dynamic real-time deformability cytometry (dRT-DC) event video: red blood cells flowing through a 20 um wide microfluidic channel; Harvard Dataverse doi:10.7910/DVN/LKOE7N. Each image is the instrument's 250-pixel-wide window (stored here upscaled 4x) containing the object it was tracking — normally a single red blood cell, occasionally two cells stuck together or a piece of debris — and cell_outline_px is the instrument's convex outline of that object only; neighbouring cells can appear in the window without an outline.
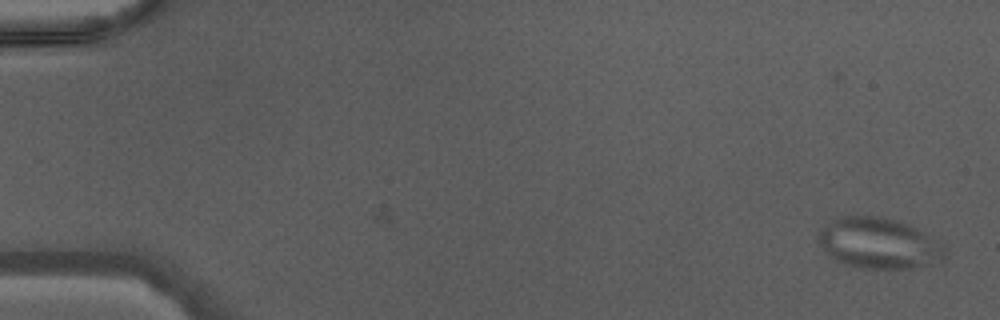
{"species": "Egyptian fruit bat (a non-hibernating species)", "species_latin": "Rousettus aegyptiacus", "temperature_condition": "warm", "stored_images_in_passage": 10, "camera_frame_rate_fps": 3000, "um_per_image_px": 0.085, "animal": {"sex": "male"}, "frame": {"image": 1, "passage_image": 2, "time_ms": 0.333, "image_size_px": [1000, 320], "cell_outline_px": [[948, 256], [932, 264], [912, 268], [864, 268], [848, 264], [836, 260], [828, 256], [824, 252], [816, 240], [816, 236], [820, 228], [832, 220], [844, 216], [876, 216], [896, 220], [908, 224], [924, 232], [944, 244], [948, 252]], "centroid_in_image_um": [74.7, 20.68], "position_along_channel_um": 10.3, "area_um2": 37.74}}